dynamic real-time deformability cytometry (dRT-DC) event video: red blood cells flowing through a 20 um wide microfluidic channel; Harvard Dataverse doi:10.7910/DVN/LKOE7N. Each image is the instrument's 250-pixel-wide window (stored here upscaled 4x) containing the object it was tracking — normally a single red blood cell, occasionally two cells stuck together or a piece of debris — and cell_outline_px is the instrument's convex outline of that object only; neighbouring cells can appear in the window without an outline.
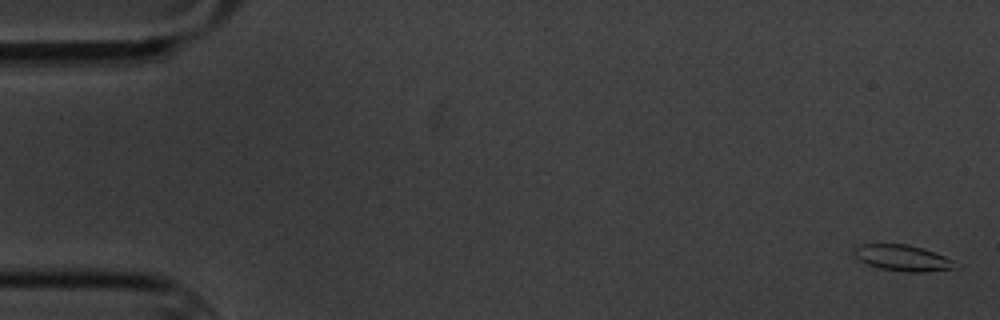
{"species": "common noctule bat (a hibernating species)", "species_latin": "Nyctalus noctula", "temperature_condition": "cold", "stored_images_in_passage": 8, "camera_frame_rate_fps": 3000, "um_per_image_px": 0.085, "animal": {"sex": "male", "body_mass_g": 20.1, "forearm_length_mm": 53.5}, "frame": {"image": 1, "passage_image": 1, "time_ms": 0.0, "image_size_px": [1000, 320], "cell_outline_px": [[960, 268], [924, 272], [908, 272], [880, 268], [856, 260], [852, 252], [852, 248], [860, 244], [908, 244], [924, 248], [944, 256], [952, 260]], "centroid_in_image_um": [76.69, 21.92], "position_along_channel_um": 8.3, "area_um2": 15.61}}
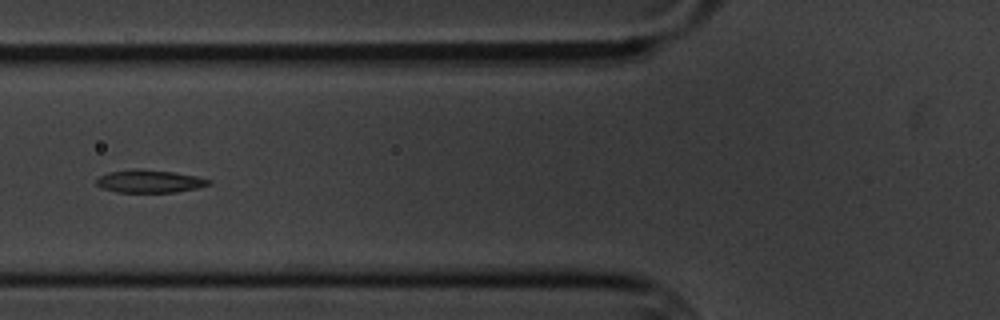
{"frame": {"image": 2, "passage_image": 7, "time_ms": 7.0, "image_size_px": [1000, 320], "cell_outline_px": [[212, 184], [196, 188], [176, 192], [116, 192], [100, 188], [96, 184], [96, 180], [100, 176], [108, 172], [132, 168], [140, 168], [172, 172], [196, 176], [212, 180]], "centroid_in_image_um": [12.68, 15.4], "position_along_channel_um": 113.1, "area_um2": 15.09}}
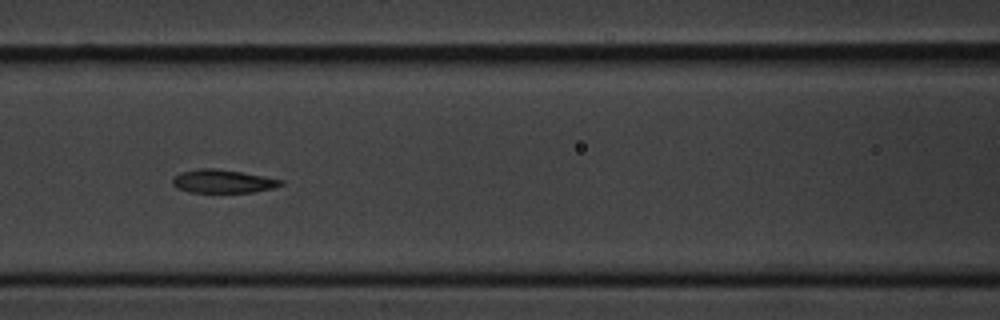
{"frame": {"image": 3, "passage_image": 8, "time_ms": 8.0, "image_size_px": [1000, 320], "cell_outline_px": [[284, 184], [272, 188], [252, 192], [188, 192], [176, 188], [172, 184], [172, 180], [180, 172], [200, 168], [216, 168], [264, 176], [284, 180]], "centroid_in_image_um": [18.93, 15.41], "position_along_channel_um": 147.7, "area_um2": 14.68}}